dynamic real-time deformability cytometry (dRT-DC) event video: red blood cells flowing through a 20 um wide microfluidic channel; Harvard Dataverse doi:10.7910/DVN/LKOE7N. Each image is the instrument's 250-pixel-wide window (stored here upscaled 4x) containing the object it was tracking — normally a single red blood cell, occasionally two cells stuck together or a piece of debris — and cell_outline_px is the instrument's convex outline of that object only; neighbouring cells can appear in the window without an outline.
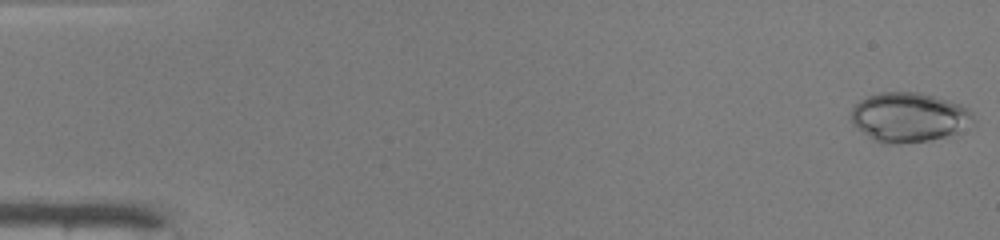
{"species": "common noctule bat (a hibernating species)", "species_latin": "Nyctalus noctula", "temperature_condition": "warm", "stored_images_in_passage": 48, "camera_frame_rate_fps": 3000, "um_per_image_px": 0.085, "animal": {"sex": "male", "body_mass_g": 19.0, "forearm_length_mm": 50.8}, "frame": {"image": 1, "passage_image": 1, "time_ms": 0.0, "image_size_px": [1000, 240], "cell_outline_px": [[976, 120], [956, 132], [944, 136], [928, 140], [896, 144], [880, 144], [856, 128], [852, 124], [852, 108], [860, 100], [868, 96], [880, 92], [920, 92], [960, 104], [968, 108], [972, 112]], "centroid_in_image_um": [77.23, 9.96], "position_along_channel_um": 7.8, "area_um2": 35.08}}
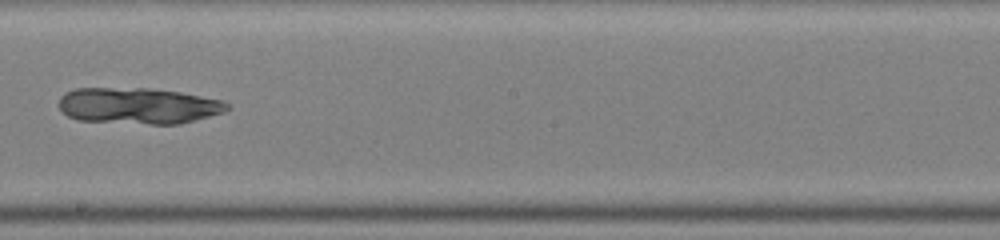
{"frame": {"image": 2, "passage_image": 28, "time_ms": 9.0, "image_size_px": [1000, 240], "cell_outline_px": [[232, 108], [224, 112], [180, 124], [148, 124], [76, 120], [68, 116], [60, 108], [60, 96], [64, 92], [76, 88], [148, 88], [180, 92], [224, 100]], "centroid_in_image_um": [11.77, 8.99], "position_along_channel_um": 236.4, "area_um2": 35.66}}
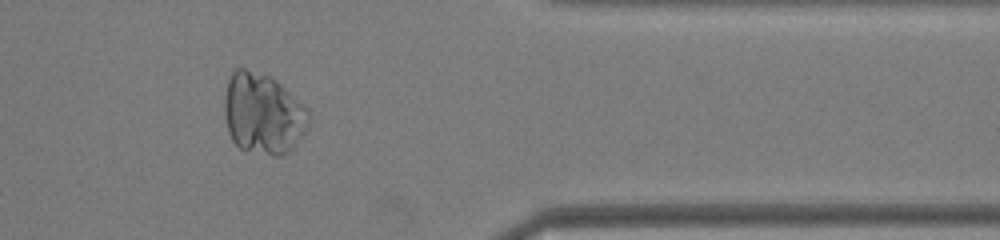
{"frame": {"image": 3, "passage_image": 40, "time_ms": 13.0, "image_size_px": [1000, 240], "cell_outline_px": [[312, 120], [296, 144], [288, 152], [280, 156], [272, 156], [240, 148], [232, 140], [228, 132], [224, 116], [224, 96], [228, 80], [232, 72], [236, 68], [244, 68], [272, 76], [304, 104], [308, 108], [312, 116]], "centroid_in_image_um": [22.38, 9.65], "position_along_channel_um": 389.0, "area_um2": 40.34}}